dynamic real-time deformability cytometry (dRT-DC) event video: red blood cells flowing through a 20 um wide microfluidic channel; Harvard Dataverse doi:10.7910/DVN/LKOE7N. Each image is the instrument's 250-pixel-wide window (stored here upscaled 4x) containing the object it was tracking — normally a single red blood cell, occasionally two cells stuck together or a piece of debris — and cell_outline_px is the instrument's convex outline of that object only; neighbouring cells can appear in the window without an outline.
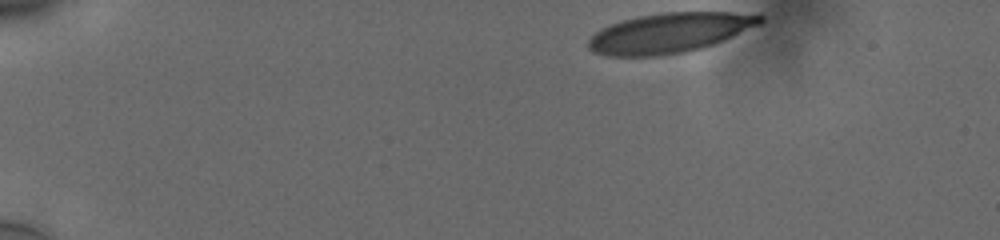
{"species": "human", "species_latin": "Homo sapiens", "temperature_condition": "cold", "stored_images_in_passage": 41, "camera_frame_rate_fps": 3000, "um_per_image_px": 0.085, "donor": {"sex": "male"}, "frame": {"image": 1, "passage_image": 1, "time_ms": 0.0, "image_size_px": [1000, 240], "cell_outline_px": [[764, 20], [760, 24], [712, 44], [700, 48], [680, 52], [652, 56], [608, 56], [596, 52], [588, 48], [588, 40], [600, 28], [608, 24], [636, 16], [664, 12], [732, 12], [764, 16]], "centroid_in_image_um": [56.85, 2.77], "position_along_channel_um": 28.1, "area_um2": 39.48}}
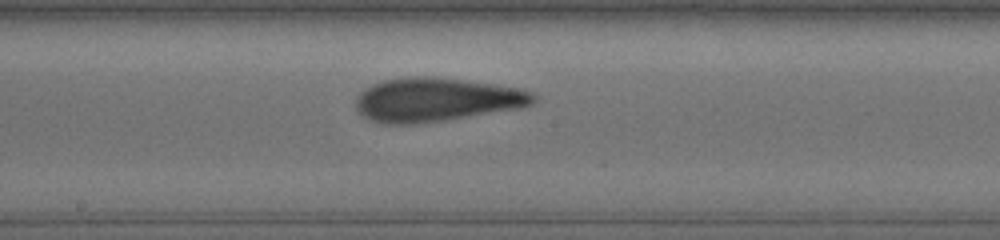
{"frame": {"image": 2, "passage_image": 24, "time_ms": 7.667, "image_size_px": [1000, 240], "cell_outline_px": [[536, 100], [532, 104], [520, 108], [444, 120], [412, 124], [384, 124], [368, 120], [356, 108], [356, 96], [364, 88], [372, 84], [384, 80], [412, 76], [424, 76], [460, 80], [516, 88], [532, 92], [536, 96]], "centroid_in_image_um": [37.03, 8.48], "position_along_channel_um": 211.2, "area_um2": 44.85}}
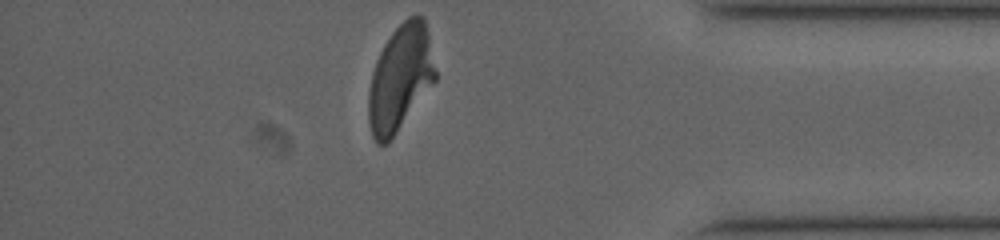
{"frame": {"image": 3, "passage_image": 41, "time_ms": 13.333, "image_size_px": [1000, 240], "cell_outline_px": [[436, 80], [388, 144], [376, 144], [372, 136], [368, 120], [368, 92], [372, 72], [376, 60], [384, 44], [392, 32], [408, 16], [424, 16], [428, 32], [436, 72]], "centroid_in_image_um": [34.0, 6.66], "position_along_channel_um": 401.2, "area_um2": 41.27}, "authors_computed_cell_mechanics": {"area_um2": 43.061, "velocity_mm_per_s": 3.7477, "shape_relaxation_time_tau1_ms": 7.1817, "shape_relaxation_time_tau2_ms": 1.4143, "deformation_change_tau1": 0.244, "deformation_change_tau2": 0.089}}